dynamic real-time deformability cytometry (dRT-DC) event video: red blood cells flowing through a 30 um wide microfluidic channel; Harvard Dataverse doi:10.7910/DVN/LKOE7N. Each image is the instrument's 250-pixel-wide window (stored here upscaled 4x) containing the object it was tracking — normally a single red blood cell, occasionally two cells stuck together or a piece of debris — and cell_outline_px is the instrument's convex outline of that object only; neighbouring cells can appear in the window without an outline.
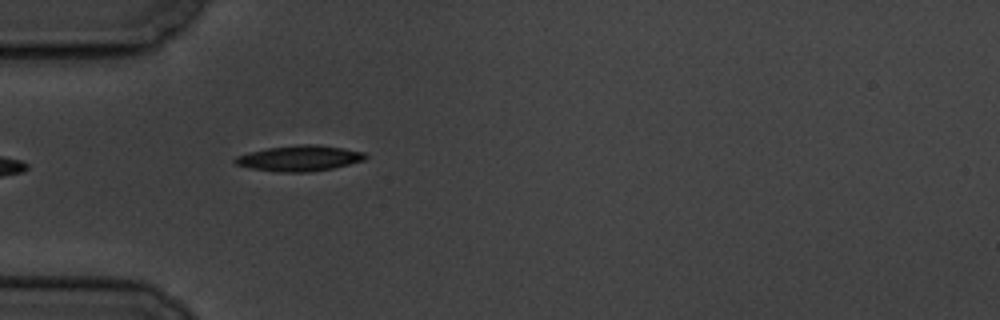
{"species": "common noctule bat (a hibernating species)", "species_latin": "Nyctalus noctula", "temperature_condition": "cold", "stored_images_in_passage": 7, "camera_frame_rate_fps": 3000, "um_per_image_px": 0.085, "animal": {"sex": "male", "body_mass_g": 19.5, "forearm_length_mm": 54.6}, "frame": {"image": 1, "passage_image": 6, "time_ms": 5.667, "image_size_px": [1000, 320], "cell_outline_px": [[368, 156], [364, 160], [332, 168], [308, 172], [280, 172], [252, 168], [236, 164], [232, 160], [236, 156], [248, 152], [268, 148], [296, 144], [316, 144], [344, 148], [364, 152]], "centroid_in_image_um": [25.45, 13.44], "position_along_channel_um": 59.6, "area_um2": 19.42}}